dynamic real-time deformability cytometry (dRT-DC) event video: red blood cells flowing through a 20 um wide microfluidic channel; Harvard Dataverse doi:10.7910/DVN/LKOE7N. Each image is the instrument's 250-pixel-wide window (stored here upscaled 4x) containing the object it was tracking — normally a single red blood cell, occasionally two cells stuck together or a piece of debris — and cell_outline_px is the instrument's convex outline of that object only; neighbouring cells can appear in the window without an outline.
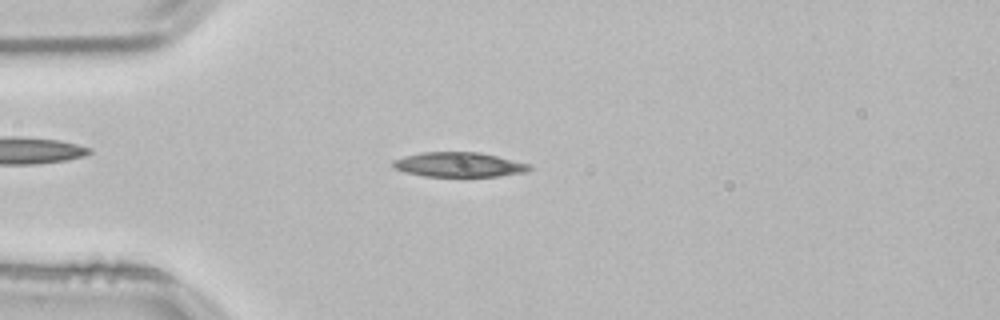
{"species": "common noctule bat (a hibernating species)", "species_latin": "Nyctalus noctula", "temperature_condition": "room temperature", "stored_images_in_passage": 45, "camera_frame_rate_fps": 3000, "um_per_image_px": 0.085, "animal": {"sex": "male", "body_mass_g": 21.5, "forearm_length_mm": 52.0}, "frame": {"image": 1, "passage_image": 6, "time_ms": 1.667, "image_size_px": [1000, 320], "cell_outline_px": [[532, 168], [524, 172], [500, 176], [424, 176], [404, 172], [392, 168], [392, 160], [404, 156], [424, 152], [480, 152], [532, 164]], "centroid_in_image_um": [39.0, 13.99], "position_along_channel_um": 46.0, "area_um2": 19.71}}
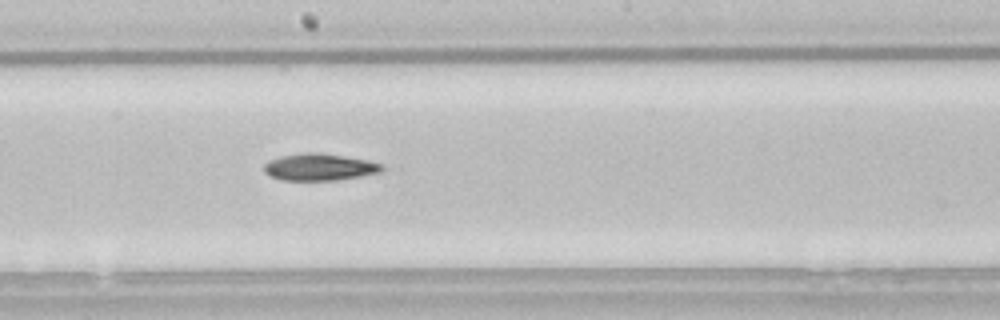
{"frame": {"image": 2, "passage_image": 21, "time_ms": 6.667, "image_size_px": [1000, 320], "cell_outline_px": [[384, 168], [380, 172], [360, 176], [336, 180], [280, 180], [268, 176], [264, 172], [264, 164], [268, 160], [280, 156], [308, 152], [320, 152], [368, 160], [380, 164]], "centroid_in_image_um": [27.1, 14.2], "position_along_channel_um": 221.1, "area_um2": 18.55}}
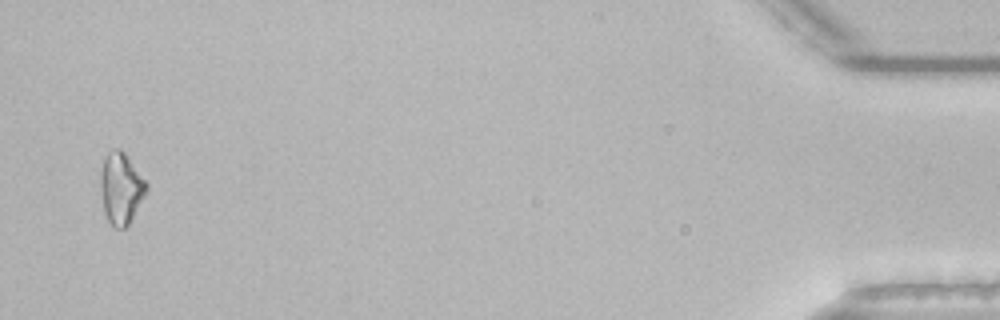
{"frame": {"image": 3, "passage_image": 44, "time_ms": 14.333, "image_size_px": [1000, 320], "cell_outline_px": [[148, 188], [132, 220], [124, 228], [112, 228], [104, 216], [100, 192], [100, 172], [104, 156], [108, 152], [116, 148], [120, 148], [124, 152], [148, 184]], "centroid_in_image_um": [10.25, 16.03], "position_along_channel_um": 425.0, "area_um2": 19.42}, "authors_computed_cell_mechanics": {"area_um2": 18.4382, "velocity_mm_per_s": 3.8245, "shape_relaxation_time_tau1_ms": 9.0251, "shape_relaxation_time_tau2_ms": null, "deformation_change_tau1": 0.1806, "deformation_change_tau2": null}}